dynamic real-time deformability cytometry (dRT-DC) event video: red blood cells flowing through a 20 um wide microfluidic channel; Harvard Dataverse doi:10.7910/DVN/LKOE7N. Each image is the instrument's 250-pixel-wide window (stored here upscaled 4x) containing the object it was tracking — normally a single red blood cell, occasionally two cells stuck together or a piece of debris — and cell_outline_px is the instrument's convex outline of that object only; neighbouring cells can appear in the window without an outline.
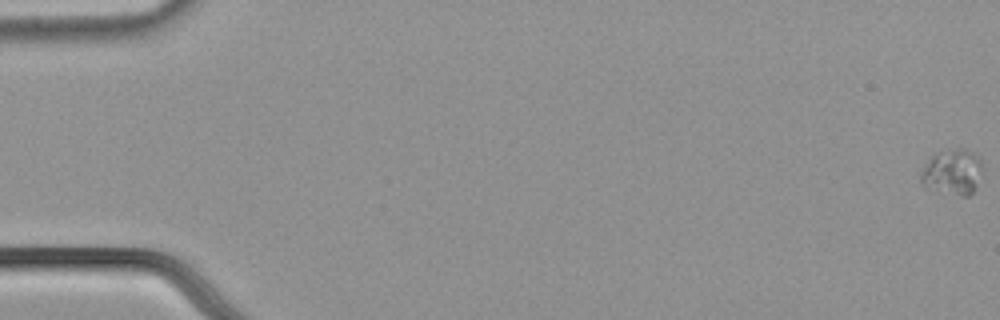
{"species": "common noctule bat (a hibernating species)", "species_latin": "Nyctalus noctula", "temperature_condition": "cold", "stored_images_in_passage": 12, "camera_frame_rate_fps": 3000, "um_per_image_px": 0.085, "animal": {"sex": "male", "body_mass_g": 21.5, "forearm_length_mm": 52.0}, "frame": {"image": 1, "passage_image": 1, "time_ms": 0.0, "image_size_px": [1000, 320], "cell_outline_px": [[980, 168], [972, 192], [968, 196], [964, 196], [924, 184], [920, 180], [920, 176], [928, 160], [932, 156], [940, 152], [956, 148], [964, 148], [972, 152], [980, 160]], "centroid_in_image_um": [80.95, 14.56], "position_along_channel_um": 4.1, "area_um2": 15.09}}